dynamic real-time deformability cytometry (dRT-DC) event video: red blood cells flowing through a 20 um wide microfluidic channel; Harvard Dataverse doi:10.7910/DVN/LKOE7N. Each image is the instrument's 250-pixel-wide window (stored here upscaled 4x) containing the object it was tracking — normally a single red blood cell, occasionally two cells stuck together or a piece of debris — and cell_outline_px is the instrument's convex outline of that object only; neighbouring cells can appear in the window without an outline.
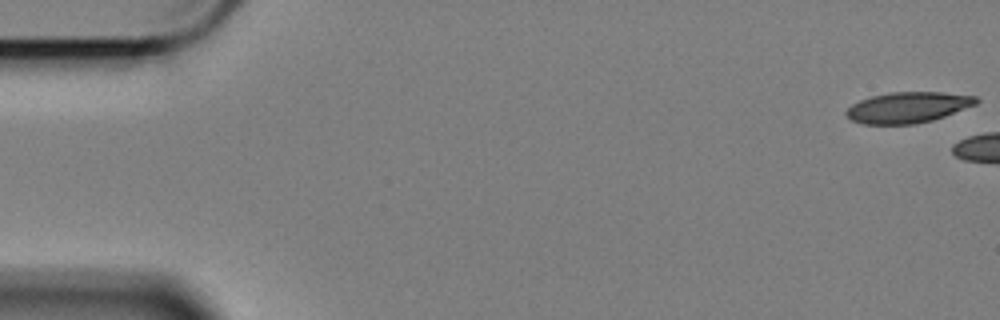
{"species": "Egyptian fruit bat (a non-hibernating species)", "species_latin": "Rousettus aegyptiacus", "temperature_condition": "cold", "stored_images_in_passage": 5, "camera_frame_rate_fps": 3000, "um_per_image_px": 0.085, "animal": {"sex": "female"}, "frame": {"image": 1, "passage_image": 1, "time_ms": 0.0, "image_size_px": [1000, 320], "cell_outline_px": [[980, 100], [976, 104], [944, 116], [932, 120], [912, 124], [864, 124], [852, 120], [844, 112], [852, 104], [860, 100], [872, 96], [892, 92], [944, 92], [976, 96]], "centroid_in_image_um": [77.18, 9.12], "position_along_channel_um": 7.8, "area_um2": 23.18}}